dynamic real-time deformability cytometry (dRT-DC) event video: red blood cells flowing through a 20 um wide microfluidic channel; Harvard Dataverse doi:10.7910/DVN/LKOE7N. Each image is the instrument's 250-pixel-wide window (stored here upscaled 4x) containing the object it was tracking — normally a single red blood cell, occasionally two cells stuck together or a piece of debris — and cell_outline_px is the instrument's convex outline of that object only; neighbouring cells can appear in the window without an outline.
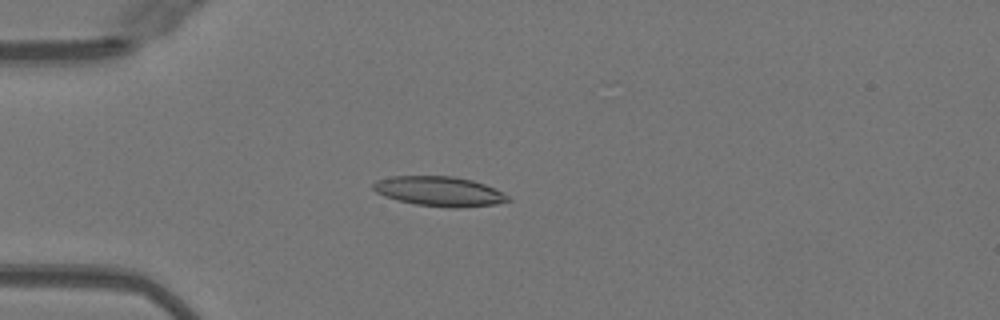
{"species": "Egyptian fruit bat (a non-hibernating species)", "species_latin": "Rousettus aegyptiacus", "temperature_condition": "warm", "stored_images_in_passage": 50, "camera_frame_rate_fps": 3000, "um_per_image_px": 0.085, "animal": {"sex": "female"}, "frame": {"image": 1, "passage_image": 14, "time_ms": 4.333, "image_size_px": [1000, 320], "cell_outline_px": [[512, 200], [496, 204], [456, 208], [448, 208], [416, 204], [384, 196], [376, 192], [372, 188], [372, 184], [376, 180], [392, 176], [456, 176], [472, 180], [484, 184], [504, 192]], "centroid_in_image_um": [37.35, 16.26], "position_along_channel_um": 47.6, "area_um2": 23.41}}
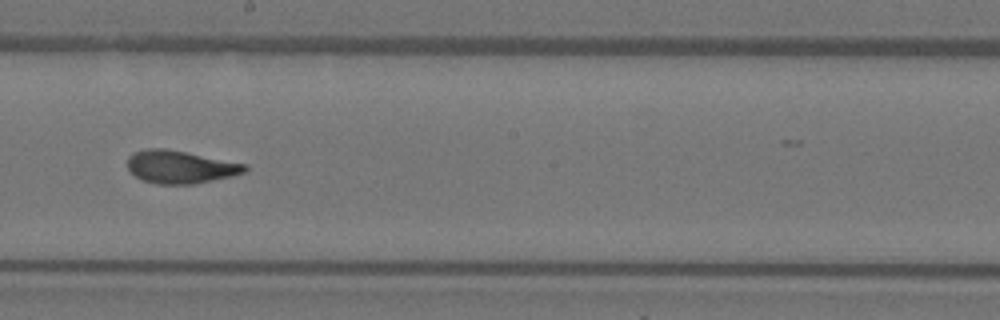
{"frame": {"image": 2, "passage_image": 29, "time_ms": 9.333, "image_size_px": [1000, 320], "cell_outline_px": [[248, 168], [244, 172], [232, 176], [192, 184], [156, 184], [140, 180], [128, 168], [128, 156], [132, 152], [148, 148], [164, 148], [248, 164]], "centroid_in_image_um": [15.3, 14.19], "position_along_channel_um": 232.9, "area_um2": 22.43}}
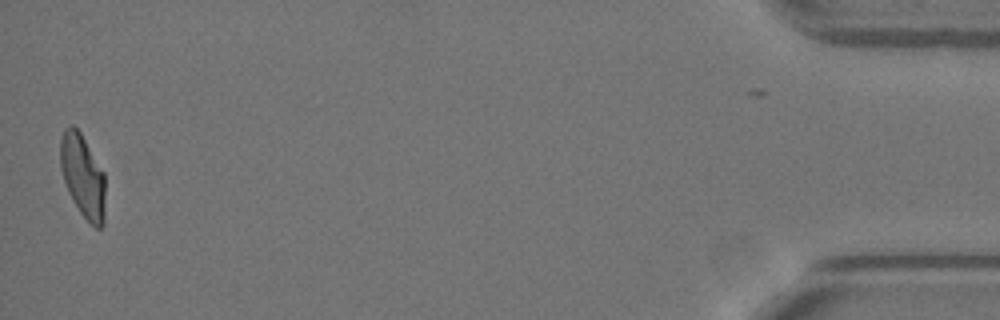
{"frame": {"image": 3, "passage_image": 50, "time_ms": 16.333, "image_size_px": [1000, 320], "cell_outline_px": [[104, 224], [100, 228], [96, 228], [80, 212], [68, 192], [60, 168], [60, 140], [64, 128], [72, 124], [80, 132], [104, 172]], "centroid_in_image_um": [7.02, 14.94], "position_along_channel_um": 428.2, "area_um2": 21.56}, "authors_computed_cell_mechanics": {"area_um2": 22.5709, "velocity_mm_per_s": 4.0572, "shape_relaxation_time_tau1_ms": 7.6653, "shape_relaxation_time_tau2_ms": 1.3948, "deformation_change_tau1": 0.253, "deformation_change_tau2": 0.0855}}